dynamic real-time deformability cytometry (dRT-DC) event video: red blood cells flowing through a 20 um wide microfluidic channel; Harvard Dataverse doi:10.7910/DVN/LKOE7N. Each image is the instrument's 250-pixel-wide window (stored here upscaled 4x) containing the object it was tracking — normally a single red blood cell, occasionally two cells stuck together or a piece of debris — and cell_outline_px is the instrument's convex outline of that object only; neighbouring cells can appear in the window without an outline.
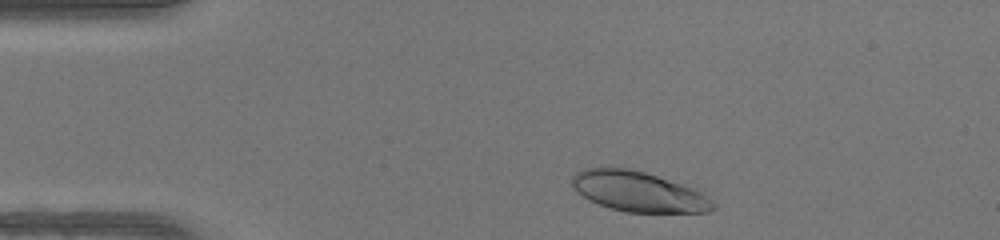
{"species": "human", "species_latin": "Homo sapiens", "temperature_condition": "warm", "stored_images_in_passage": 42, "camera_frame_rate_fps": 3000, "um_per_image_px": 0.085, "donor": {"sex": "female"}, "frame": {"image": 1, "passage_image": 3, "time_ms": 0.667, "image_size_px": [1000, 240], "cell_outline_px": [[716, 208], [708, 212], [624, 212], [588, 200], [576, 192], [572, 188], [572, 176], [580, 168], [608, 164], [628, 168], [644, 172], [692, 188], [700, 192], [712, 200], [716, 204]], "centroid_in_image_um": [54.17, 16.24], "position_along_channel_um": 30.8, "area_um2": 33.47}}
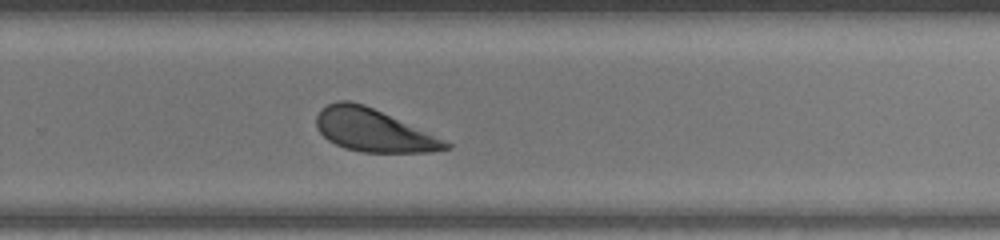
{"frame": {"image": 2, "passage_image": 26, "time_ms": 8.333, "image_size_px": [1000, 240], "cell_outline_px": [[452, 148], [432, 152], [360, 152], [344, 148], [328, 140], [316, 128], [316, 116], [320, 108], [328, 104], [340, 100], [348, 100], [364, 104], [444, 140], [452, 144]], "centroid_in_image_um": [31.69, 11.08], "position_along_channel_um": 298.1, "area_um2": 31.85}}
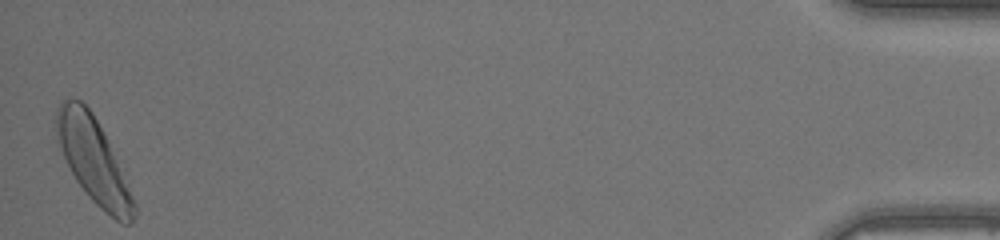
{"frame": {"image": 3, "passage_image": 42, "time_ms": 13.667, "image_size_px": [1000, 240], "cell_outline_px": [[136, 212], [132, 224], [120, 224], [104, 212], [88, 196], [76, 180], [60, 148], [56, 132], [56, 108], [60, 100], [80, 100], [92, 112], [108, 140], [136, 204]], "centroid_in_image_um": [7.95, 13.67], "position_along_channel_um": 427.3, "area_um2": 37.8}, "authors_computed_cell_mechanics": {"area_um2": 33.7263, "velocity_mm_per_s": 4.236, "shape_relaxation_time_tau1_ms": 3.3667, "shape_relaxation_time_tau2_ms": null, "deformation_change_tau1": 0.1709, "deformation_change_tau2": null}}